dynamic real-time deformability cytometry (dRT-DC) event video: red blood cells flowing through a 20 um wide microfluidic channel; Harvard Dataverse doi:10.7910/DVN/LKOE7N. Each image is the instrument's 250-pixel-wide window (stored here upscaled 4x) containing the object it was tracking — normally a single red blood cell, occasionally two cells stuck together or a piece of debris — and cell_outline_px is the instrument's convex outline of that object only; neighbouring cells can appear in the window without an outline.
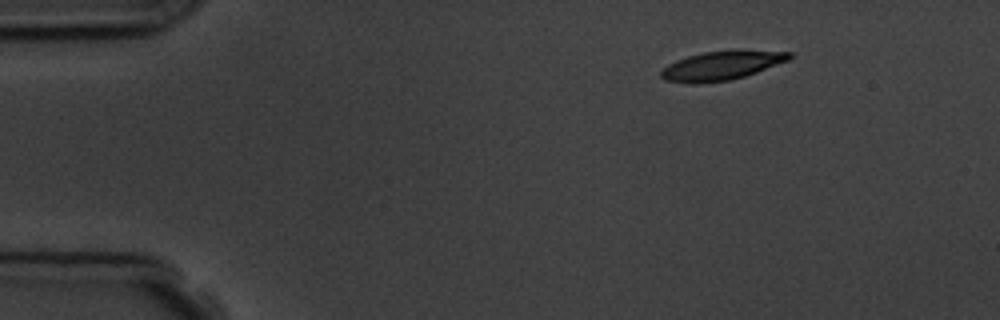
{"species": "common noctule bat (a hibernating species)", "species_latin": "Nyctalus noctula", "temperature_condition": "room temperature", "stored_images_in_passage": 3, "camera_frame_rate_fps": 3000, "um_per_image_px": 0.085, "animal": {"sex": "male", "body_mass_g": 19.5, "forearm_length_mm": 54.6}, "frame": {"image": 1, "passage_image": 1, "time_ms": 0.0, "image_size_px": [1000, 320], "cell_outline_px": [[792, 56], [788, 60], [756, 72], [744, 76], [728, 80], [696, 84], [664, 80], [660, 76], [660, 72], [668, 64], [676, 60], [688, 56], [704, 52], [792, 52]], "centroid_in_image_um": [61.23, 5.61], "position_along_channel_um": 23.8, "area_um2": 20.69}}
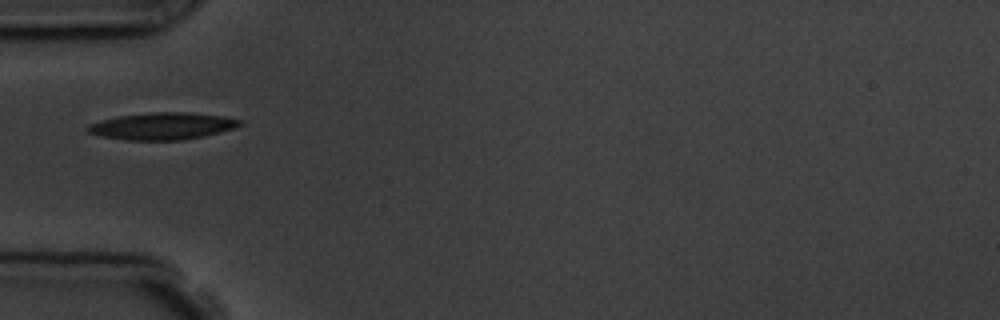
{"frame": {"image": 2, "passage_image": 3, "time_ms": 3.333, "image_size_px": [1000, 320], "cell_outline_px": [[240, 124], [232, 128], [220, 132], [204, 136], [180, 140], [124, 140], [100, 136], [88, 132], [88, 124], [120, 116], [152, 112], [188, 112], [224, 116], [240, 120]], "centroid_in_image_um": [13.79, 10.72], "position_along_channel_um": 71.2, "area_um2": 23.64}}